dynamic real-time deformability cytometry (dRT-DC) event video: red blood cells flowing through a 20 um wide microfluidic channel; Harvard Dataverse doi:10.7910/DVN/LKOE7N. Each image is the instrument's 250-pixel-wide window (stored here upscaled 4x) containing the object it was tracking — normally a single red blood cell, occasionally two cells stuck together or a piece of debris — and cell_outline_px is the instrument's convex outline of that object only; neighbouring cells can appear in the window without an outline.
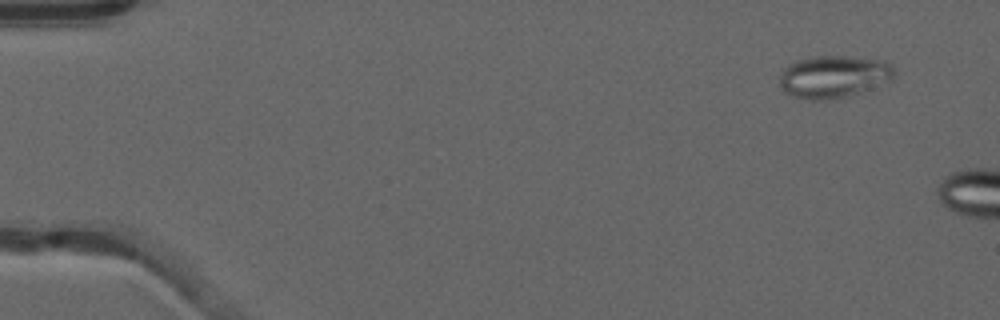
{"species": "common noctule bat (a hibernating species)", "species_latin": "Nyctalus noctula", "temperature_condition": "warm", "stored_images_in_passage": 10, "camera_frame_rate_fps": 3000, "um_per_image_px": 0.085, "animal": {"sex": "male", "forearm_length_mm": 52.5}, "frame": {"image": 1, "passage_image": 4, "time_ms": 1.0, "image_size_px": [1000, 320], "cell_outline_px": [[896, 72], [892, 80], [844, 96], [824, 100], [812, 100], [792, 96], [784, 92], [780, 84], [780, 76], [784, 68], [788, 64], [796, 60], [816, 56], [844, 56], [880, 60], [892, 64]], "centroid_in_image_um": [70.83, 6.5], "position_along_channel_um": 14.2, "area_um2": 27.98}}